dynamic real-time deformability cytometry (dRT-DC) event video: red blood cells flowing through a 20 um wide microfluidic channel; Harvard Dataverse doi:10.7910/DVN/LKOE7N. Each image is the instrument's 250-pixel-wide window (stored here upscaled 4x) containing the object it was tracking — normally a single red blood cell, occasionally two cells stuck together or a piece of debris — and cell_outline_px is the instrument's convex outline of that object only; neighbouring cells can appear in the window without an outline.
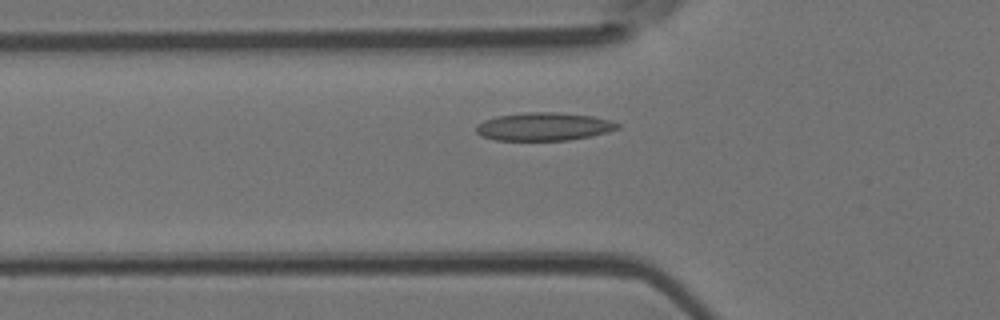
{"species": "Egyptian fruit bat (a non-hibernating species)", "species_latin": "Rousettus aegyptiacus", "temperature_condition": "room temperature", "stored_images_in_passage": 36, "camera_frame_rate_fps": 3000, "um_per_image_px": 0.085, "animal": {"sex": "female"}, "frame": {"image": 1, "passage_image": 4, "time_ms": 1.0, "image_size_px": [1000, 320], "cell_outline_px": [[620, 128], [608, 132], [592, 136], [568, 140], [496, 140], [480, 136], [476, 132], [476, 124], [484, 120], [500, 116], [528, 112], [552, 112], [592, 116], [612, 120], [620, 124]], "centroid_in_image_um": [46.25, 10.77], "position_along_channel_um": 79.6, "area_um2": 23.12}}
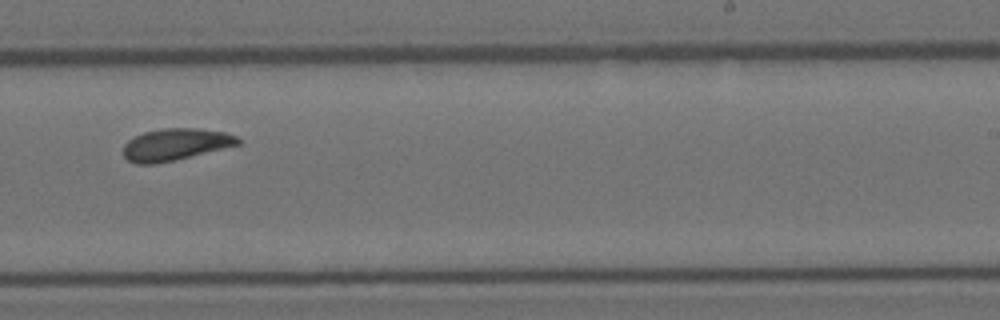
{"frame": {"image": 2, "passage_image": 18, "time_ms": 5.667, "image_size_px": [1000, 320], "cell_outline_px": [[240, 144], [176, 160], [156, 164], [136, 164], [128, 160], [124, 156], [124, 144], [128, 140], [144, 132], [164, 128], [196, 128], [224, 132], [236, 136], [240, 140]], "centroid_in_image_um": [14.89, 12.29], "position_along_channel_um": 274.1, "area_um2": 21.21}}
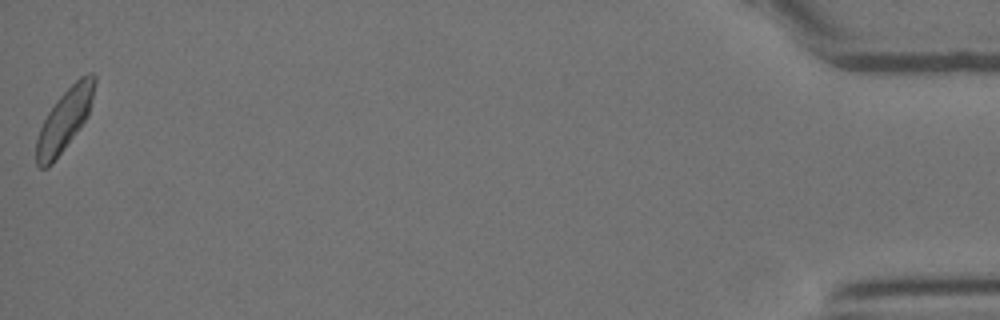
{"frame": {"image": 3, "passage_image": 36, "time_ms": 11.667, "image_size_px": [1000, 320], "cell_outline_px": [[96, 80], [88, 116], [80, 128], [52, 164], [48, 168], [40, 168], [36, 164], [36, 140], [40, 128], [48, 112], [56, 100], [80, 76], [88, 72], [92, 72], [96, 76]], "centroid_in_image_um": [5.49, 10.19], "position_along_channel_um": 429.7, "area_um2": 20.87}, "authors_computed_cell_mechanics": {"area_um2": 21.0681, "velocity_mm_per_s": 4.1736, "shape_relaxation_time_tau1_ms": 5.4832, "shape_relaxation_time_tau2_ms": 2.5554, "deformation_change_tau1": 0.1416, "deformation_change_tau2": 0.082}}